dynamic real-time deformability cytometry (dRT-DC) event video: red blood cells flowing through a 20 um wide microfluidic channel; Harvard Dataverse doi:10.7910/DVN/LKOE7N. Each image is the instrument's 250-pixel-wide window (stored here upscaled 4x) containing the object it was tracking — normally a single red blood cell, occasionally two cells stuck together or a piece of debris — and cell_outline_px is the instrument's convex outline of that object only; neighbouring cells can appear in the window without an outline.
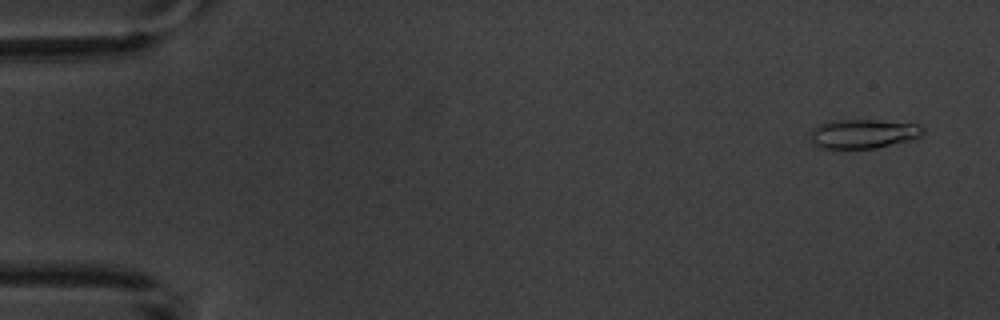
{"species": "common noctule bat (a hibernating species)", "species_latin": "Nyctalus noctula", "temperature_condition": "warm", "stored_images_in_passage": 6, "camera_frame_rate_fps": 3000, "um_per_image_px": 0.085, "animal": {"sex": "male", "body_mass_g": 20.1, "forearm_length_mm": 53.5}, "frame": {"image": 1, "passage_image": 1, "time_ms": 0.0, "image_size_px": [1000, 320], "cell_outline_px": [[924, 132], [920, 136], [912, 140], [876, 148], [816, 148], [812, 144], [808, 136], [808, 132], [812, 128], [820, 124], [840, 120], [880, 120], [920, 124], [924, 128]], "centroid_in_image_um": [73.35, 11.37], "position_along_channel_um": 11.6, "area_um2": 19.48}}